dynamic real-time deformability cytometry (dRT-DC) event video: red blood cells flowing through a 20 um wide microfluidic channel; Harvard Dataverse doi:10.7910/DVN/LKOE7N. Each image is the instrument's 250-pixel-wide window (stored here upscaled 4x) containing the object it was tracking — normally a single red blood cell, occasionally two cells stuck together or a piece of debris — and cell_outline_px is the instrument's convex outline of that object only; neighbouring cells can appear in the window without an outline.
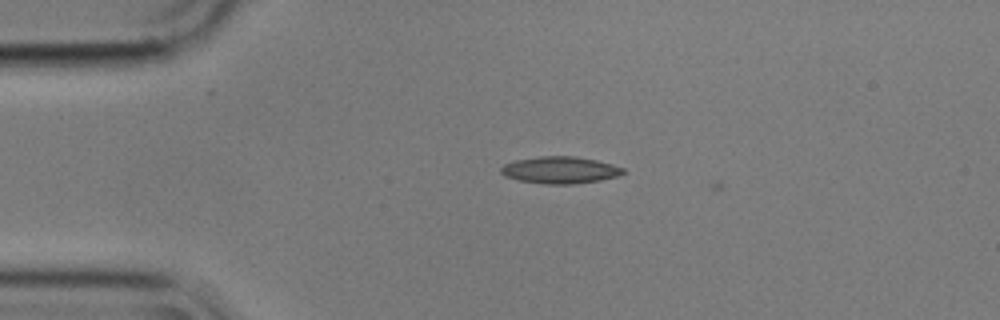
{"species": "common noctule bat (a hibernating species)", "species_latin": "Nyctalus noctula", "temperature_condition": "cold", "stored_images_in_passage": 4, "camera_frame_rate_fps": 3000, "um_per_image_px": 0.085, "animal": {"sex": "male", "body_mass_g": 17.9}, "frame": {"image": 1, "passage_image": 3, "time_ms": 0.667, "image_size_px": [1000, 320], "cell_outline_px": [[624, 172], [616, 176], [600, 180], [572, 184], [544, 184], [520, 180], [504, 176], [500, 172], [500, 168], [504, 164], [516, 160], [540, 156], [576, 156], [596, 160], [612, 164], [624, 168]], "centroid_in_image_um": [47.58, 14.45], "position_along_channel_um": 37.4, "area_um2": 19.07}}